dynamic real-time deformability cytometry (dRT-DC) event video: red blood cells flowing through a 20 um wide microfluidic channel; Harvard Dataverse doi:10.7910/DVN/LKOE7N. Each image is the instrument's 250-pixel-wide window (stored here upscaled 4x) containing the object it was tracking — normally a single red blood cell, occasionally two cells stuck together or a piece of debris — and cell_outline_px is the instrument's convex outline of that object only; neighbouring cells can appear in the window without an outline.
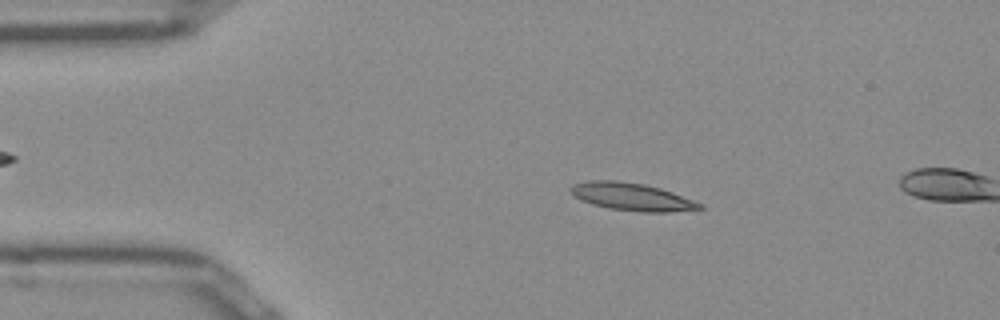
{"species": "Egyptian fruit bat (a non-hibernating species)", "species_latin": "Rousettus aegyptiacus", "temperature_condition": "room temperature", "stored_images_in_passage": 12, "camera_frame_rate_fps": 3000, "um_per_image_px": 0.085, "frame": {"image": 1, "passage_image": 9, "time_ms": 2.667, "image_size_px": [1000, 320], "cell_outline_px": [[704, 208], [668, 212], [644, 212], [612, 208], [592, 204], [572, 196], [568, 192], [568, 188], [572, 184], [588, 180], [616, 180], [644, 184], [660, 188], [672, 192], [704, 204]], "centroid_in_image_um": [53.66, 16.71], "position_along_channel_um": 31.3, "area_um2": 20.81}}